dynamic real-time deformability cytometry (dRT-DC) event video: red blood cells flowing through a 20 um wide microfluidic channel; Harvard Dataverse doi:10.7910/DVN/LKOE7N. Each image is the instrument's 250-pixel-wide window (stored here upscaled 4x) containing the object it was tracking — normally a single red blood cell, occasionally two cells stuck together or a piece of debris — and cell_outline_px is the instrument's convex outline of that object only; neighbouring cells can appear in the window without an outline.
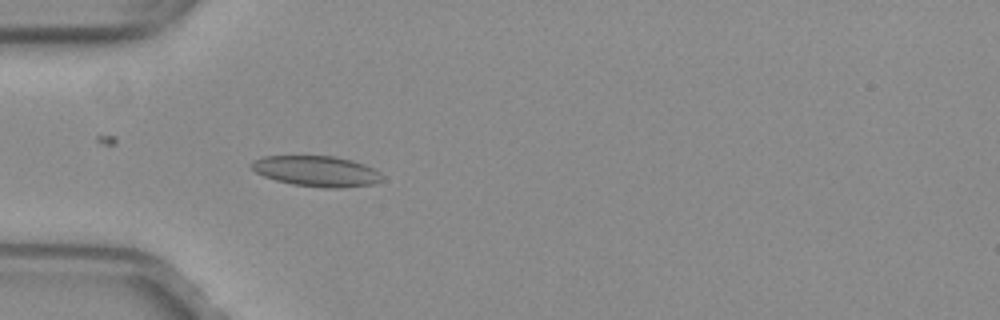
{"species": "common noctule bat (a hibernating species)", "species_latin": "Nyctalus noctula", "temperature_condition": "warm", "stored_images_in_passage": 37, "camera_frame_rate_fps": 3000, "um_per_image_px": 0.085, "animal": {"sex": "female", "body_mass_g": 29.2, "forearm_length_mm": 56.3}, "frame": {"image": 1, "passage_image": 1, "time_ms": 0.0, "image_size_px": [1000, 320], "cell_outline_px": [[384, 176], [380, 180], [372, 184], [344, 188], [324, 188], [292, 184], [276, 180], [264, 176], [256, 172], [248, 164], [252, 160], [264, 156], [332, 156], [352, 160], [364, 164], [380, 172]], "centroid_in_image_um": [26.89, 14.55], "position_along_channel_um": 58.1, "area_um2": 23.35}}
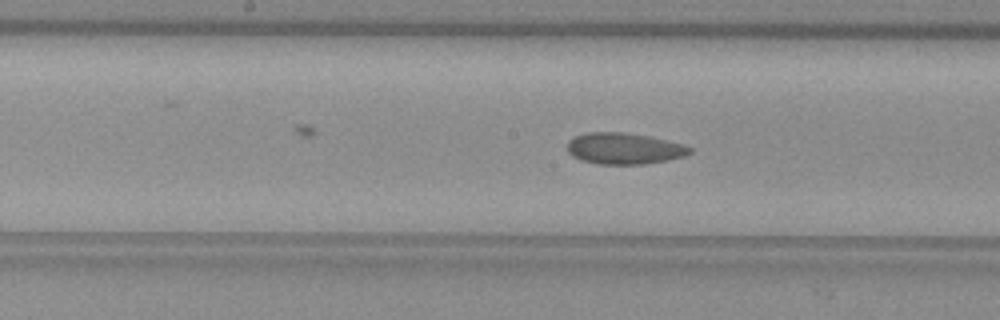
{"frame": {"image": 2, "passage_image": 12, "time_ms": 3.667, "image_size_px": [1000, 320], "cell_outline_px": [[692, 152], [684, 156], [668, 160], [644, 164], [596, 164], [580, 160], [572, 156], [568, 152], [568, 140], [576, 136], [588, 132], [624, 132], [648, 136], [684, 144], [692, 148]], "centroid_in_image_um": [53.05, 12.63], "position_along_channel_um": 195.2, "area_um2": 22.43}}
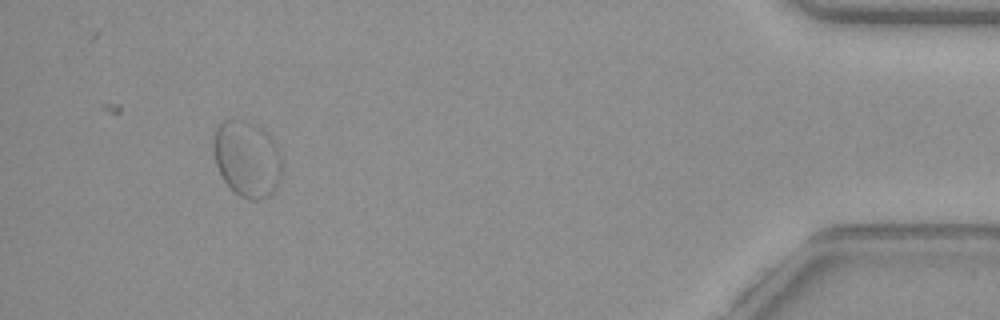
{"frame": {"image": 3, "passage_image": 34, "time_ms": 11.0, "image_size_px": [1000, 320], "cell_outline_px": [[280, 180], [276, 188], [268, 196], [260, 200], [248, 200], [240, 196], [224, 180], [216, 164], [212, 152], [212, 140], [216, 128], [224, 120], [232, 116], [256, 124], [264, 128], [276, 144], [280, 152]], "centroid_in_image_um": [20.97, 13.44], "position_along_channel_um": 414.2, "area_um2": 30.87}, "authors_computed_cell_mechanics": {"area_um2": 23.2934, "velocity_mm_per_s": 3.8901, "shape_relaxation_time_tau1_ms": null, "shape_relaxation_time_tau2_ms": 1.0493, "deformation_change_tau1": null, "deformation_change_tau2": 0.0442}}